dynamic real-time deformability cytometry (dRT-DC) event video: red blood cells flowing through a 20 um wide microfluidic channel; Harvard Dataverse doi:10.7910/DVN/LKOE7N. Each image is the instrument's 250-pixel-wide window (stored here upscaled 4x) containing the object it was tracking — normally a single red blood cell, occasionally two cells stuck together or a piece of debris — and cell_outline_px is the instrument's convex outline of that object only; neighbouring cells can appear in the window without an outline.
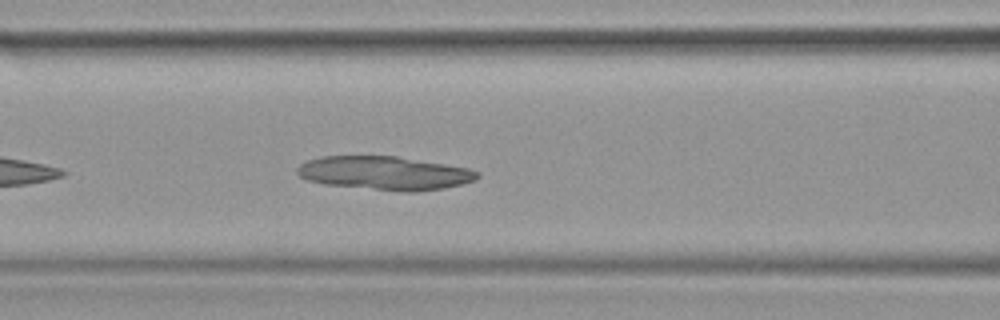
{"species": "common noctule bat (a hibernating species)", "species_latin": "Nyctalus noctula", "temperature_condition": "warm", "stored_images_in_passage": 24, "camera_frame_rate_fps": 3000, "um_per_image_px": 0.085, "animal": {"sex": "female", "body_mass_g": 19.9}, "frame": {"image": 1, "passage_image": 6, "time_ms": 1.667, "image_size_px": [1000, 320], "cell_outline_px": [[480, 176], [476, 180], [444, 188], [416, 192], [408, 192], [324, 184], [308, 180], [300, 176], [296, 172], [296, 168], [300, 164], [308, 160], [320, 156], [396, 156], [468, 168], [480, 172]], "centroid_in_image_um": [32.69, 14.71], "position_along_channel_um": 133.9, "area_um2": 35.14}}
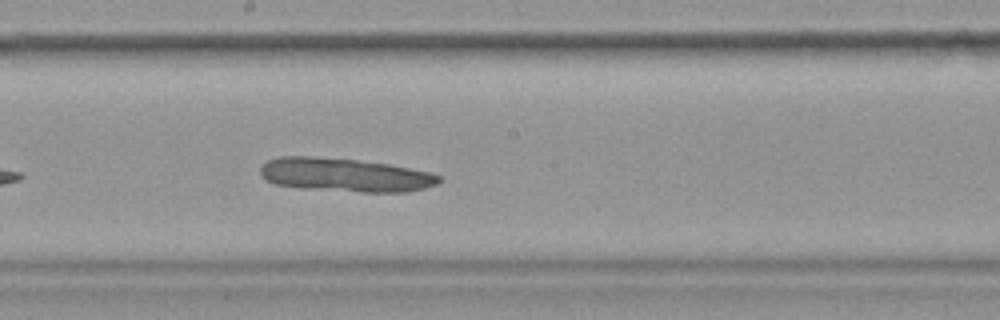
{"frame": {"image": 2, "passage_image": 11, "time_ms": 3.333, "image_size_px": [1000, 320], "cell_outline_px": [[440, 180], [436, 184], [424, 188], [408, 192], [360, 192], [304, 188], [276, 184], [268, 180], [260, 172], [260, 168], [268, 160], [280, 156], [316, 156], [356, 160], [388, 164], [432, 172], [440, 176]], "centroid_in_image_um": [29.35, 14.86], "position_along_channel_um": 218.9, "area_um2": 34.8}}
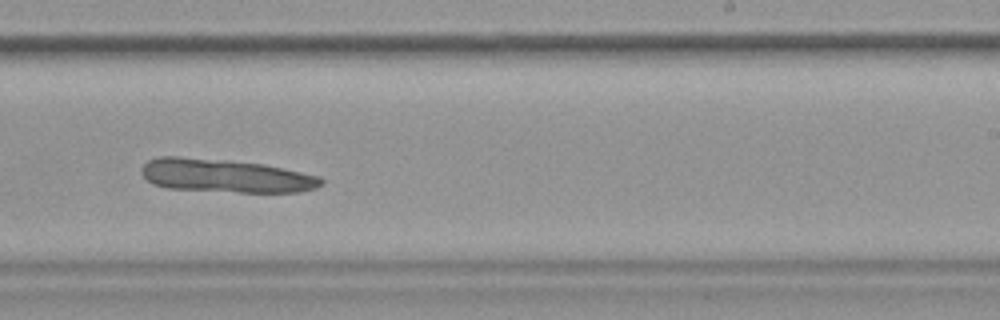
{"frame": {"image": 3, "passage_image": 14, "time_ms": 4.333, "image_size_px": [1000, 320], "cell_outline_px": [[324, 184], [316, 188], [300, 192], [240, 192], [168, 188], [152, 184], [140, 172], [140, 168], [148, 160], [160, 156], [180, 156], [228, 160], [264, 164], [320, 176], [324, 180]], "centroid_in_image_um": [19.17, 14.93], "position_along_channel_um": 269.8, "area_um2": 35.14}}